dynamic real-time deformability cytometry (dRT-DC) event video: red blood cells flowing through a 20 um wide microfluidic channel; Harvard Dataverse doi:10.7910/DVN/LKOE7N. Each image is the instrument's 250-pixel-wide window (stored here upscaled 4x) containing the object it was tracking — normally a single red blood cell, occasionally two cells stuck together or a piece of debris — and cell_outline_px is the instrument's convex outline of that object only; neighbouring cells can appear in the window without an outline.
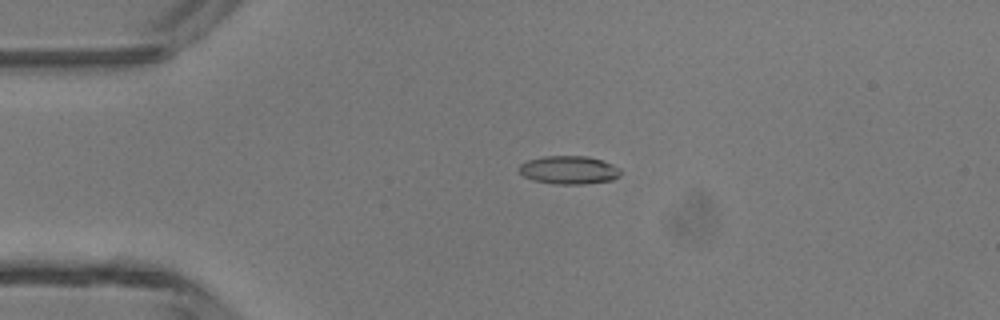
{"species": "common noctule bat (a hibernating species)", "species_latin": "Nyctalus noctula", "temperature_condition": "room temperature", "stored_images_in_passage": 37, "camera_frame_rate_fps": 3000, "um_per_image_px": 0.085, "animal": {"sex": "male", "body_mass_g": 13.3}, "frame": {"image": 1, "passage_image": 1, "time_ms": 0.0, "image_size_px": [1000, 320], "cell_outline_px": [[620, 176], [612, 180], [588, 184], [552, 184], [532, 180], [524, 176], [520, 172], [520, 164], [528, 160], [544, 156], [588, 156], [604, 160], [620, 168]], "centroid_in_image_um": [48.39, 14.45], "position_along_channel_um": 36.6, "area_um2": 16.88}}
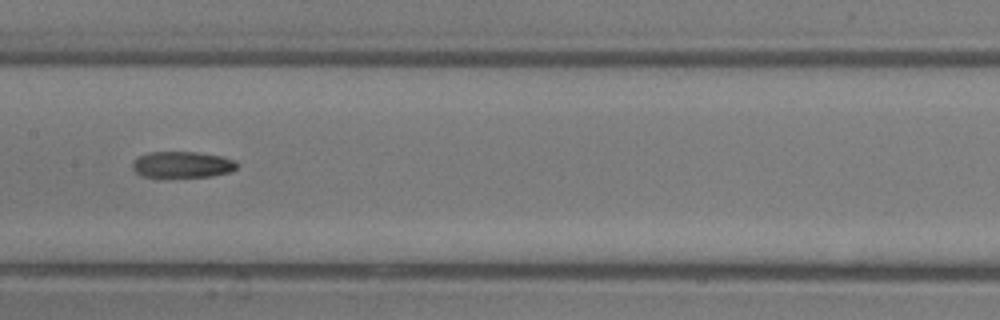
{"frame": {"image": 2, "passage_image": 14, "time_ms": 4.333, "image_size_px": [1000, 320], "cell_outline_px": [[236, 168], [228, 172], [212, 176], [144, 176], [136, 172], [132, 168], [132, 164], [140, 156], [152, 152], [196, 152], [220, 156], [236, 160]], "centroid_in_image_um": [15.51, 13.98], "position_along_channel_um": 191.9, "area_um2": 15.49}}
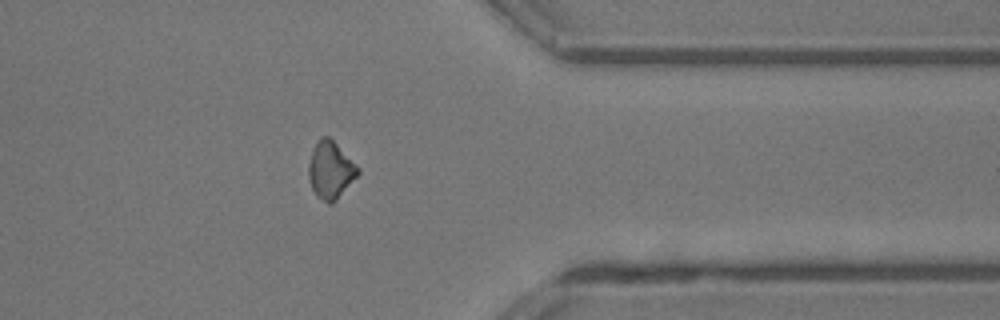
{"frame": {"image": 3, "passage_image": 28, "time_ms": 9.0, "image_size_px": [1000, 320], "cell_outline_px": [[360, 172], [336, 200], [332, 204], [328, 204], [316, 196], [312, 188], [308, 176], [308, 164], [312, 152], [320, 136], [328, 136], [360, 168]], "centroid_in_image_um": [28.08, 14.48], "position_along_channel_um": 383.3, "area_um2": 16.24}, "authors_computed_cell_mechanics": {"area_um2": 16.0106, "velocity_mm_per_s": 4.3793, "shape_relaxation_time_tau1_ms": 11.0639, "shape_relaxation_time_tau2_ms": 5.4668, "deformation_change_tau1": 0.2201, "deformation_change_tau2": 0.1126}}